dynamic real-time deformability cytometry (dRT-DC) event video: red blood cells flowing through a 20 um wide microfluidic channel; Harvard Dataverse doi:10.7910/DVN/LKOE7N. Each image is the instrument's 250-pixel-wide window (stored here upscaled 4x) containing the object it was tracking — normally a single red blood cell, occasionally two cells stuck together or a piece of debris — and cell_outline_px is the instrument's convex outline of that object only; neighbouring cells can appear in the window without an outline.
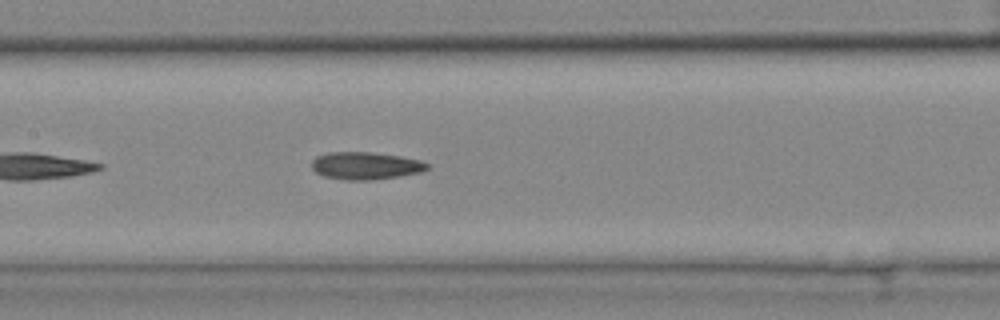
{"species": "common noctule bat (a hibernating species)", "species_latin": "Nyctalus noctula", "temperature_condition": "cold", "stored_images_in_passage": 26, "camera_frame_rate_fps": 3000, "um_per_image_px": 0.085, "animal": {"sex": "female", "body_mass_g": 25.1}, "frame": {"image": 1, "passage_image": 12, "time_ms": 3.667, "image_size_px": [1000, 320], "cell_outline_px": [[428, 168], [420, 172], [400, 176], [368, 180], [344, 180], [324, 176], [316, 172], [312, 168], [312, 160], [316, 156], [328, 152], [372, 152], [400, 156], [420, 160], [428, 164]], "centroid_in_image_um": [31.05, 14.08], "position_along_channel_um": 176.4, "area_um2": 18.44}}